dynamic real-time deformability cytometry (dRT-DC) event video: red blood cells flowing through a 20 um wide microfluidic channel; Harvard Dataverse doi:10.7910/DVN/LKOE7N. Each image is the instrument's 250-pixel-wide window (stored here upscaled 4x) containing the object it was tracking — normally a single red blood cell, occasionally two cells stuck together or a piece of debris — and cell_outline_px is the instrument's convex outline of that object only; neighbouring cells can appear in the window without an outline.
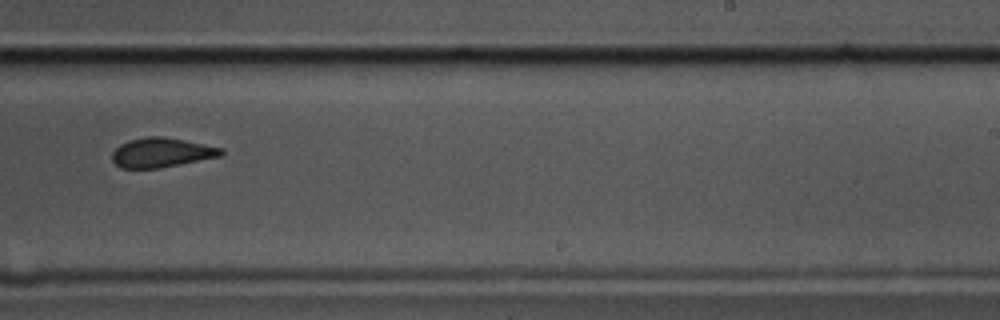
{"species": "common noctule bat (a hibernating species)", "species_latin": "Nyctalus noctula", "temperature_condition": "cold", "stored_images_in_passage": 13, "camera_frame_rate_fps": 3000, "um_per_image_px": 0.085, "animal": {"sex": "male", "body_mass_g": 17.5, "forearm_length_mm": 52.3}, "frame": {"image": 1, "passage_image": 8, "time_ms": 2.333, "image_size_px": [1000, 320], "cell_outline_px": [[224, 152], [220, 156], [160, 168], [120, 168], [112, 160], [112, 152], [120, 144], [128, 140], [148, 136], [160, 136], [184, 140], [224, 148]], "centroid_in_image_um": [13.71, 12.96], "position_along_channel_um": 275.3, "area_um2": 18.67}}
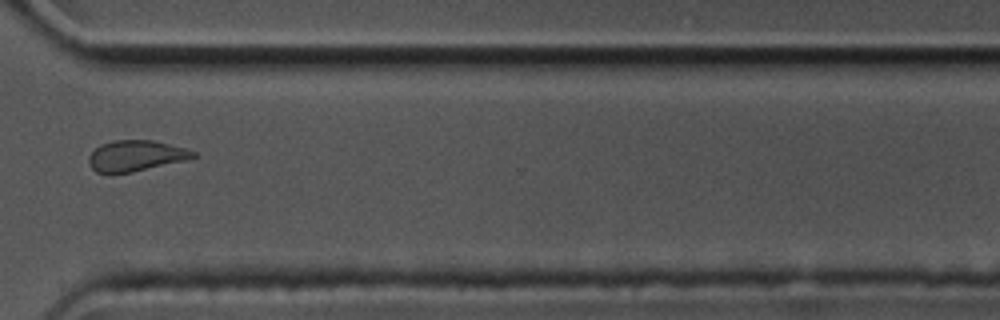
{"frame": {"image": 2, "passage_image": 10, "time_ms": 3.0, "image_size_px": [1000, 320], "cell_outline_px": [[196, 156], [184, 160], [132, 172], [96, 172], [88, 164], [88, 156], [100, 144], [112, 140], [152, 140], [188, 148], [196, 152]], "centroid_in_image_um": [11.53, 13.22], "position_along_channel_um": 359.1, "area_um2": 18.61}}
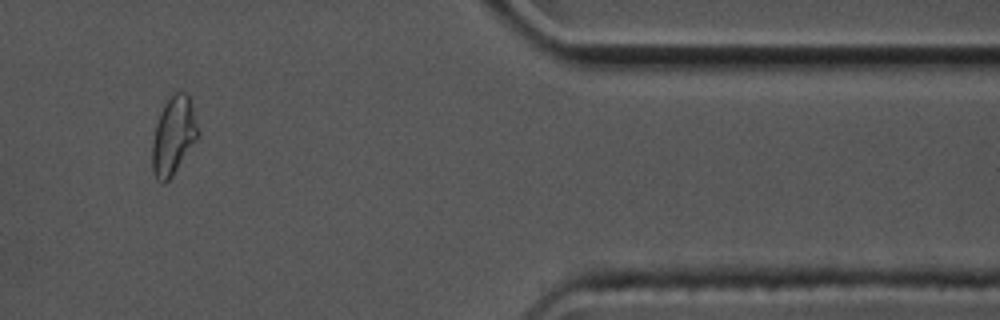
{"frame": {"image": 3, "passage_image": 11, "time_ms": 3.333, "image_size_px": [1000, 320], "cell_outline_px": [[200, 132], [196, 140], [172, 176], [164, 184], [156, 180], [152, 172], [152, 140], [156, 124], [160, 112], [168, 96], [176, 92], [184, 92], [192, 100]], "centroid_in_image_um": [14.74, 11.52], "position_along_channel_um": 396.7, "area_um2": 21.1}}